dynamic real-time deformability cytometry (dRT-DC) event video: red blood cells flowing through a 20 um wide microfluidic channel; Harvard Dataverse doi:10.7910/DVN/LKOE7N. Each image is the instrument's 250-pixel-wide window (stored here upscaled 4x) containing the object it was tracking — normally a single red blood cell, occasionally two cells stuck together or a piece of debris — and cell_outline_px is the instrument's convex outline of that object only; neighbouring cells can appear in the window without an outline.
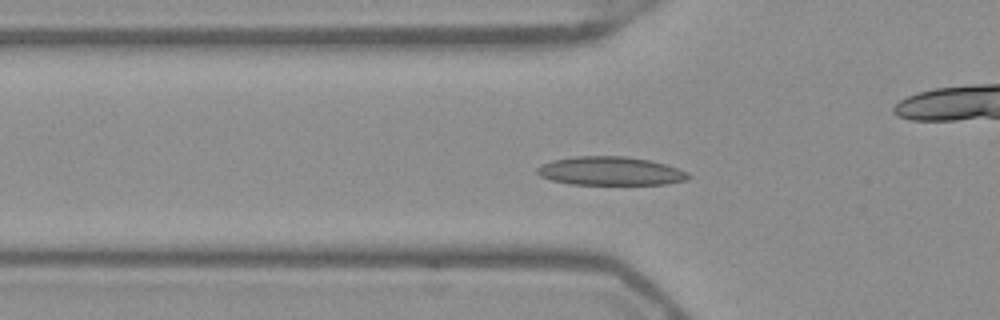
{"species": "Egyptian fruit bat (a non-hibernating species)", "species_latin": "Rousettus aegyptiacus", "temperature_condition": "warm", "stored_images_in_passage": 52, "camera_frame_rate_fps": 3000, "um_per_image_px": 0.085, "frame": {"image": 1, "passage_image": 17, "time_ms": 5.333, "image_size_px": [1000, 320], "cell_outline_px": [[692, 176], [688, 180], [664, 184], [568, 184], [552, 180], [540, 176], [536, 172], [536, 168], [540, 164], [552, 160], [576, 156], [624, 156], [648, 160], [664, 164], [688, 172]], "centroid_in_image_um": [51.86, 14.54], "position_along_channel_um": 73.9, "area_um2": 25.2}}
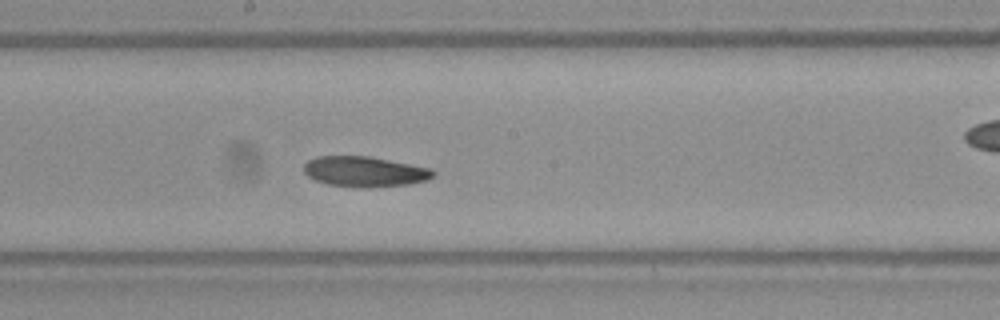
{"frame": {"image": 2, "passage_image": 28, "time_ms": 9.0, "image_size_px": [1000, 320], "cell_outline_px": [[436, 176], [428, 180], [408, 184], [364, 188], [360, 188], [328, 184], [316, 180], [308, 176], [304, 172], [304, 164], [308, 160], [316, 156], [368, 156], [432, 168], [436, 172]], "centroid_in_image_um": [31.03, 14.59], "position_along_channel_um": 217.2, "area_um2": 23.0}}
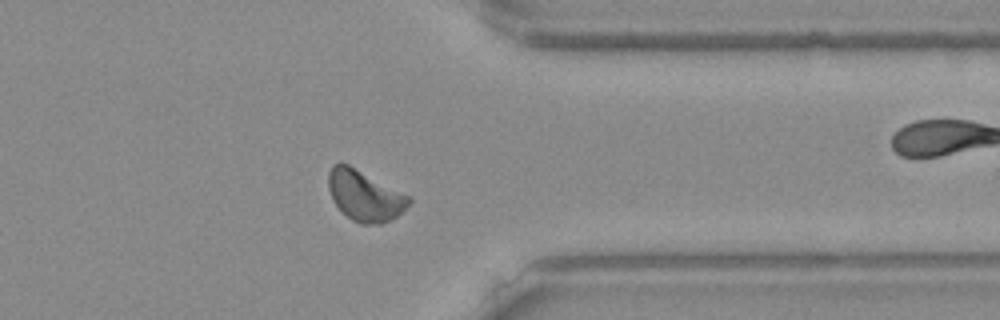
{"frame": {"image": 3, "passage_image": 41, "time_ms": 13.333, "image_size_px": [1000, 320], "cell_outline_px": [[412, 200], [392, 220], [380, 224], [360, 224], [352, 220], [332, 200], [328, 188], [328, 172], [332, 164], [348, 164], [412, 196]], "centroid_in_image_um": [31.01, 16.62], "position_along_channel_um": 380.4, "area_um2": 23.7}}